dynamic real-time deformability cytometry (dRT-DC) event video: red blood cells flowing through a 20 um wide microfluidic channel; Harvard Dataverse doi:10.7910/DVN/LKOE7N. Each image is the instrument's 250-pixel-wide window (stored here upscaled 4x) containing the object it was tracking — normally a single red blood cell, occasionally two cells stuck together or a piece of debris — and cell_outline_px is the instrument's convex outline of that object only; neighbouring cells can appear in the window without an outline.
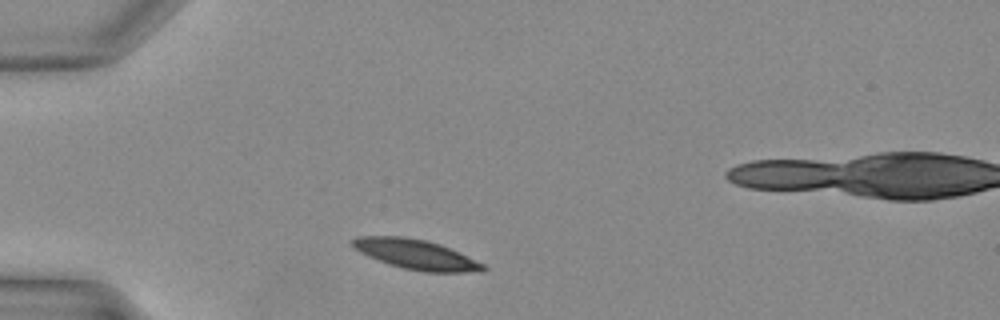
{"species": "Egyptian fruit bat (a non-hibernating species)", "species_latin": "Rousettus aegyptiacus", "temperature_condition": "warm", "stored_images_in_passage": 24, "camera_frame_rate_fps": 3000, "um_per_image_px": 0.085, "animal": {"sex": "female"}, "frame": {"image": 1, "passage_image": 1, "time_ms": 0.0, "image_size_px": [1000, 320], "cell_outline_px": [[488, 268], [484, 272], [424, 272], [404, 268], [388, 264], [360, 252], [352, 244], [352, 240], [356, 236], [404, 236], [424, 240], [440, 244], [484, 264]], "centroid_in_image_um": [35.38, 21.63], "position_along_channel_um": 49.6, "area_um2": 22.48}}
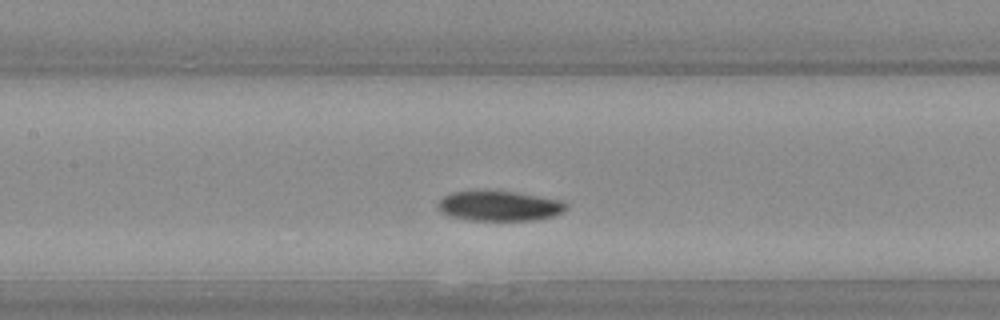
{"frame": {"image": 2, "passage_image": 9, "time_ms": 2.667, "image_size_px": [1000, 320], "cell_outline_px": [[568, 208], [564, 212], [552, 216], [536, 220], [468, 220], [448, 216], [440, 212], [436, 204], [444, 196], [452, 192], [516, 192], [560, 200], [568, 204]], "centroid_in_image_um": [42.45, 17.53], "position_along_channel_um": 165.0, "area_um2": 22.25}}
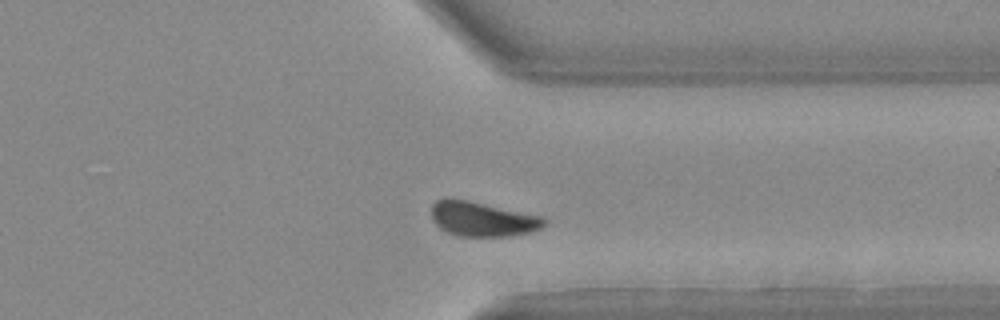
{"frame": {"image": 3, "passage_image": 21, "time_ms": 6.667, "image_size_px": [1000, 320], "cell_outline_px": [[544, 224], [540, 228], [528, 232], [508, 236], [460, 236], [448, 232], [440, 228], [432, 220], [432, 204], [436, 200], [468, 200], [540, 216], [544, 220]], "centroid_in_image_um": [40.97, 18.63], "position_along_channel_um": 370.4, "area_um2": 22.08}}